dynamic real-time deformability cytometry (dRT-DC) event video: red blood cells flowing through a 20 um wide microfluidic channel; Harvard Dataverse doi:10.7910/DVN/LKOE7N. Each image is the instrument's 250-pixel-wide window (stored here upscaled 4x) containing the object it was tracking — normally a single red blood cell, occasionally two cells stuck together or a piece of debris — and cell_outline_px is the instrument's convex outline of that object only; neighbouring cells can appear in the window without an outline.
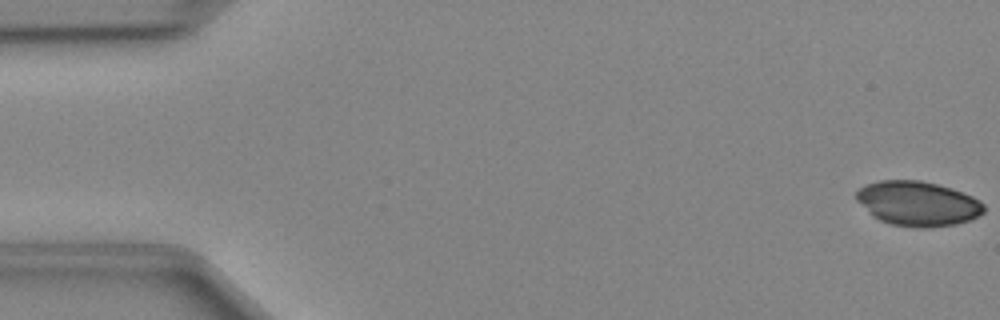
{"species": "Egyptian fruit bat (a non-hibernating species)", "species_latin": "Rousettus aegyptiacus", "temperature_condition": "cold", "stored_images_in_passage": 48, "camera_frame_rate_fps": 3000, "um_per_image_px": 0.085, "animal": {"sex": "female"}, "frame": {"image": 1, "passage_image": 1, "time_ms": 0.0, "image_size_px": [1000, 320], "cell_outline_px": [[984, 212], [968, 220], [956, 224], [928, 228], [916, 228], [892, 224], [880, 220], [872, 216], [856, 200], [856, 192], [864, 184], [880, 180], [920, 180], [952, 188], [972, 196], [980, 200], [984, 204]], "centroid_in_image_um": [77.99, 17.3], "position_along_channel_um": 7.0, "area_um2": 33.29}}
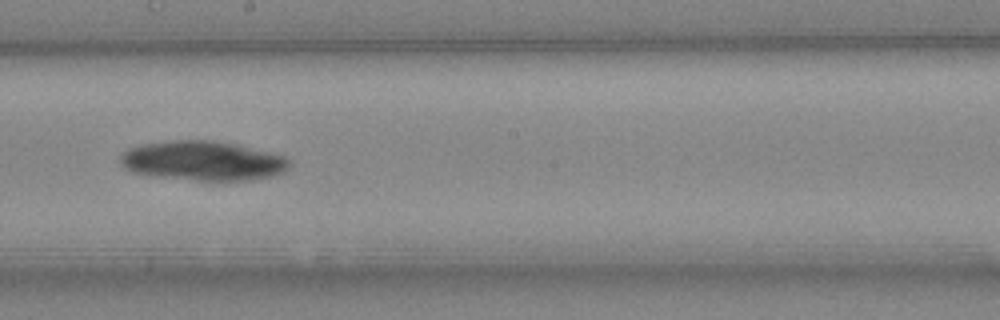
{"frame": {"image": 2, "passage_image": 27, "time_ms": 8.667, "image_size_px": [1000, 320], "cell_outline_px": [[292, 164], [284, 172], [272, 176], [252, 180], [196, 180], [156, 176], [132, 172], [124, 168], [120, 164], [120, 152], [128, 148], [144, 144], [176, 140], [212, 140], [236, 144], [284, 156]], "centroid_in_image_um": [17.22, 13.67], "position_along_channel_um": 231.0, "area_um2": 38.9}}
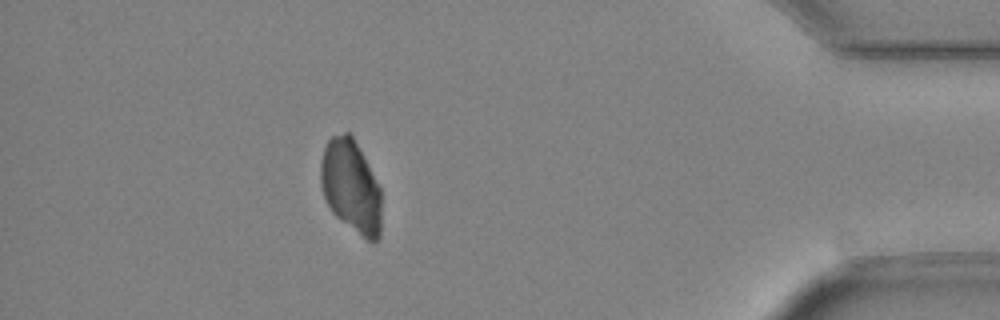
{"frame": {"image": 3, "passage_image": 43, "time_ms": 14.0, "image_size_px": [1000, 320], "cell_outline_px": [[380, 236], [372, 244], [340, 220], [332, 212], [324, 196], [320, 184], [320, 160], [324, 148], [328, 140], [332, 136], [344, 132], [348, 132], [352, 136], [380, 188]], "centroid_in_image_um": [29.8, 15.86], "position_along_channel_um": 405.4, "area_um2": 32.6}}